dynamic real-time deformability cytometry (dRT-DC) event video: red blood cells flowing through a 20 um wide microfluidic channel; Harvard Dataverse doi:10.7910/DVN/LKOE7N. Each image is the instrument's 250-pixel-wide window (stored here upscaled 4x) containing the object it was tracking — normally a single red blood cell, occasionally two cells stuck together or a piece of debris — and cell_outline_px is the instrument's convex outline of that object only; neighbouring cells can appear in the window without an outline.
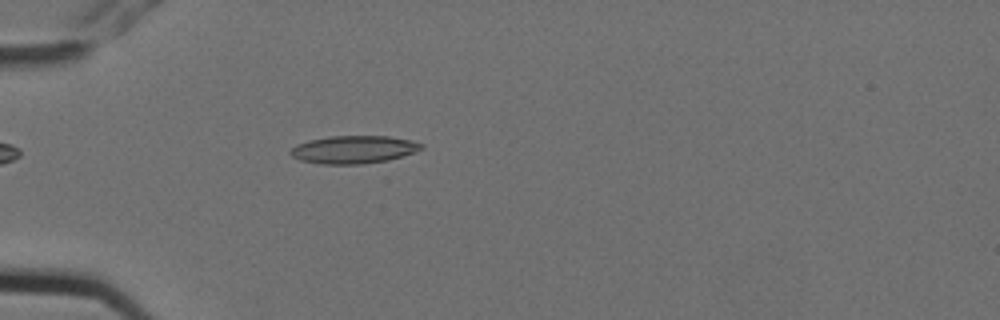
{"species": "Egyptian fruit bat (a non-hibernating species)", "species_latin": "Rousettus aegyptiacus", "temperature_condition": "cold", "stored_images_in_passage": 1, "camera_frame_rate_fps": 3000, "um_per_image_px": 0.085, "animal": {"sex": "female"}, "frame": {"image": 1, "passage_image": 1, "time_ms": 0.0, "image_size_px": [1000, 320], "cell_outline_px": [[424, 148], [416, 152], [388, 160], [364, 164], [320, 164], [300, 160], [292, 156], [288, 152], [296, 144], [308, 140], [328, 136], [388, 136], [412, 140], [424, 144]], "centroid_in_image_um": [30.07, 12.71], "position_along_channel_um": 54.9, "area_um2": 21.44}}